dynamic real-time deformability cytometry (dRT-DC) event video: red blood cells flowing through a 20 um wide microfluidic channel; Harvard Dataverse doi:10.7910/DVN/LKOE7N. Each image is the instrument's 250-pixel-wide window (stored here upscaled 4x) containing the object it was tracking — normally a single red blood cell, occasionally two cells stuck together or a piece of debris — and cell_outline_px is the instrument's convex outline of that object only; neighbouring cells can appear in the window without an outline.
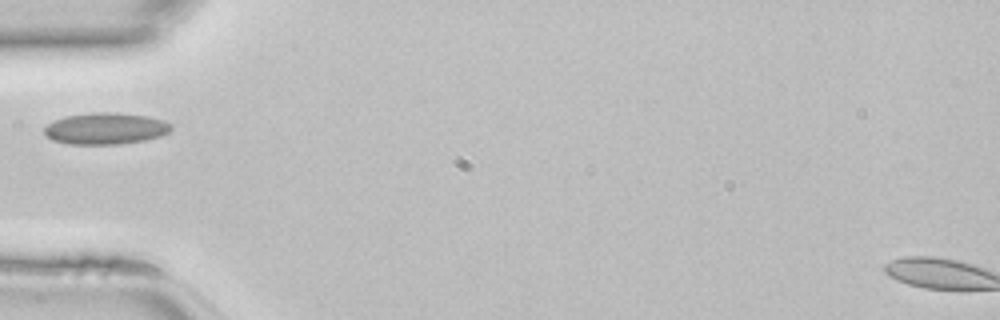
{"species": "common noctule bat (a hibernating species)", "species_latin": "Nyctalus noctula", "temperature_condition": "room temperature", "stored_images_in_passage": 32, "camera_frame_rate_fps": 3000, "um_per_image_px": 0.085, "animal": {"sex": "female", "body_mass_g": 22.7, "forearm_length_mm": 54.2}, "frame": {"image": 1, "passage_image": 1, "time_ms": 0.0, "image_size_px": [1000, 320], "cell_outline_px": [[172, 128], [168, 132], [160, 136], [144, 140], [120, 144], [68, 144], [52, 140], [44, 132], [44, 128], [48, 124], [64, 116], [96, 112], [116, 112], [148, 116], [164, 120], [172, 124]], "centroid_in_image_um": [8.99, 10.92], "position_along_channel_um": 76.0, "area_um2": 23.35}}
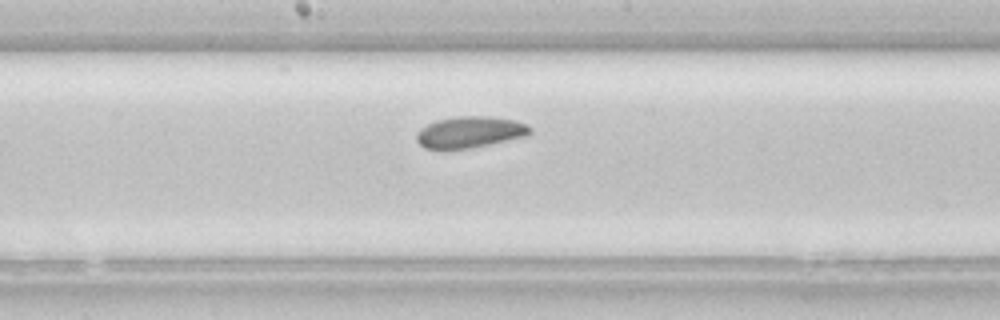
{"frame": {"image": 2, "passage_image": 10, "time_ms": 3.0, "image_size_px": [1000, 320], "cell_outline_px": [[532, 132], [528, 136], [472, 148], [424, 148], [416, 140], [416, 132], [420, 128], [436, 120], [460, 116], [488, 116], [512, 120], [524, 124], [532, 128]], "centroid_in_image_um": [39.94, 11.23], "position_along_channel_um": 208.3, "area_um2": 20.63}}